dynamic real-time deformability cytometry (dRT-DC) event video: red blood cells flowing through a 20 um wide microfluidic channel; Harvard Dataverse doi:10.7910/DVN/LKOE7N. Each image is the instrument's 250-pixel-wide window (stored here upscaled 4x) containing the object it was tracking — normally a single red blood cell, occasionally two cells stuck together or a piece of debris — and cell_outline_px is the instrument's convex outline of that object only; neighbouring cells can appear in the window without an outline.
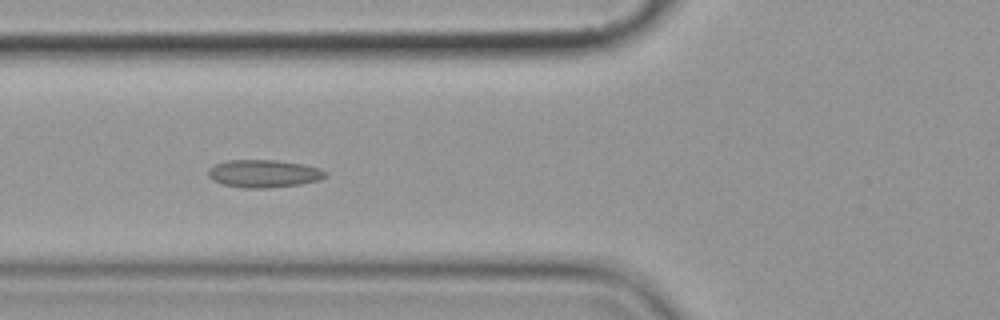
{"species": "common noctule bat (a hibernating species)", "species_latin": "Nyctalus noctula", "temperature_condition": "cold", "stored_images_in_passage": 7, "camera_frame_rate_fps": 3000, "um_per_image_px": 0.085, "animal": {"sex": "female", "body_mass_g": 19.9}, "frame": {"image": 1, "passage_image": 6, "time_ms": 5.667, "image_size_px": [1000, 320], "cell_outline_px": [[328, 176], [320, 180], [300, 184], [264, 188], [244, 188], [224, 184], [212, 180], [208, 176], [208, 168], [216, 164], [228, 160], [276, 160], [304, 164], [320, 168], [328, 172]], "centroid_in_image_um": [22.45, 14.75], "position_along_channel_um": 103.3, "area_um2": 19.02}}
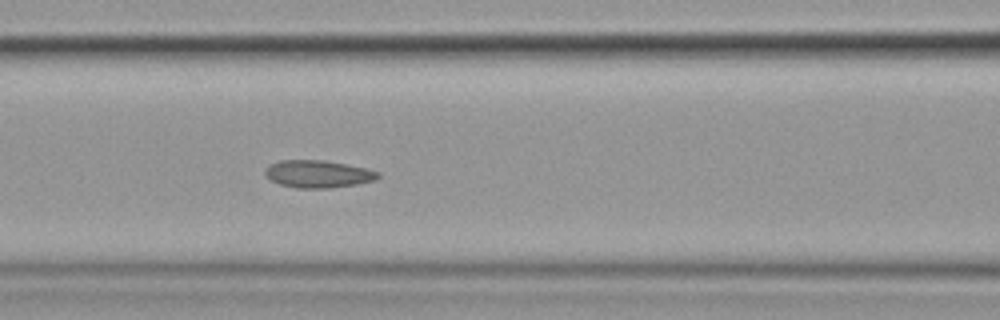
{"frame": {"image": 2, "passage_image": 7, "time_ms": 6.667, "image_size_px": [1000, 320], "cell_outline_px": [[380, 176], [376, 180], [356, 184], [332, 188], [296, 188], [280, 184], [264, 176], [264, 168], [268, 164], [280, 160], [324, 160], [368, 168], [380, 172]], "centroid_in_image_um": [27.02, 14.78], "position_along_channel_um": 139.6, "area_um2": 18.32}}